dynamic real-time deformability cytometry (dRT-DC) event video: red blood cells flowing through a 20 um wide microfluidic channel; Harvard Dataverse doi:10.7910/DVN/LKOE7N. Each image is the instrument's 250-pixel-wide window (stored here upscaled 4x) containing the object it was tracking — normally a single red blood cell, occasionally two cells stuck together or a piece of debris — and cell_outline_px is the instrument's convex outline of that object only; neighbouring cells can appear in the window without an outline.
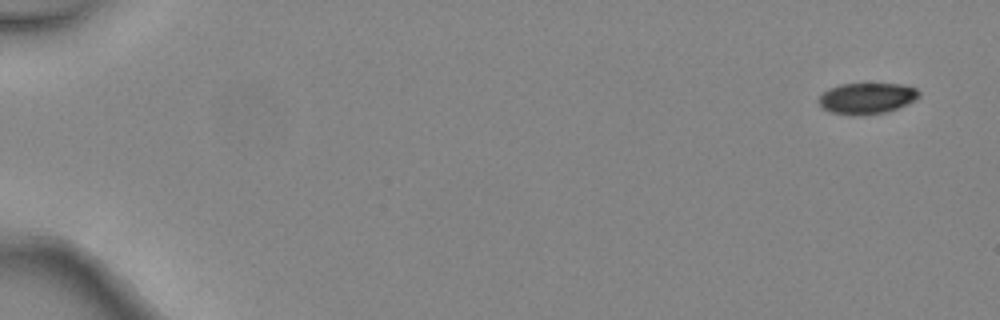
{"species": "common noctule bat (a hibernating species)", "species_latin": "Nyctalus noctula", "temperature_condition": "warm", "stored_images_in_passage": 4, "camera_frame_rate_fps": 3000, "um_per_image_px": 0.085, "animal": {"sex": "female", "body_mass_g": 24.6, "forearm_length_mm": 56.2}, "frame": {"image": 1, "passage_image": 1, "time_ms": 0.0, "image_size_px": [1000, 320], "cell_outline_px": [[920, 96], [916, 100], [908, 104], [888, 112], [864, 116], [852, 116], [828, 112], [820, 108], [816, 100], [828, 88], [840, 84], [900, 84], [916, 88], [920, 92]], "centroid_in_image_um": [73.64, 8.39], "position_along_channel_um": 11.4, "area_um2": 18.73}}